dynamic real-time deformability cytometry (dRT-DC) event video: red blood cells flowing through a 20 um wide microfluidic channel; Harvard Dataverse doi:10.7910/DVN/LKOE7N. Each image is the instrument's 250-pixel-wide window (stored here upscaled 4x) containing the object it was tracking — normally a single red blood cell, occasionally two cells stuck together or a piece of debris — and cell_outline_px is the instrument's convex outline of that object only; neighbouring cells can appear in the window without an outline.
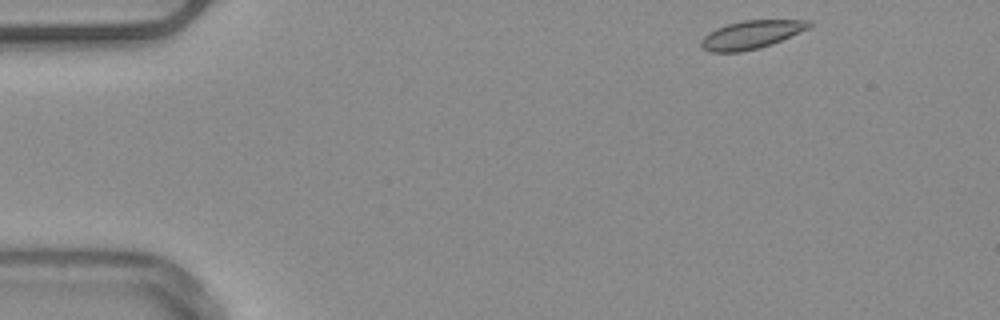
{"species": "common noctule bat (a hibernating species)", "species_latin": "Nyctalus noctula", "temperature_condition": "warm", "stored_images_in_passage": 47, "camera_frame_rate_fps": 3000, "um_per_image_px": 0.085, "animal": {"sex": "male", "body_mass_g": 20.4}, "frame": {"image": 1, "passage_image": 1, "time_ms": 0.0, "image_size_px": [1000, 320], "cell_outline_px": [[812, 24], [808, 28], [780, 40], [760, 48], [740, 52], [708, 52], [700, 48], [700, 40], [708, 32], [716, 28], [728, 24], [744, 20], [812, 20]], "centroid_in_image_um": [63.79, 2.95], "position_along_channel_um": 21.2, "area_um2": 17.69}}
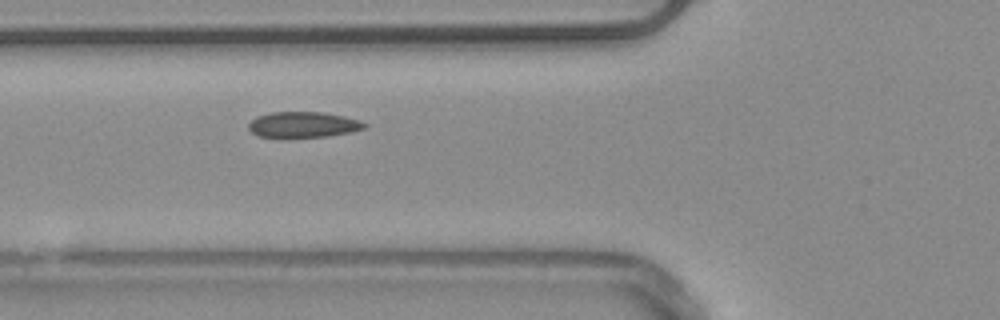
{"frame": {"image": 2, "passage_image": 14, "time_ms": 4.333, "image_size_px": [1000, 320], "cell_outline_px": [[368, 128], [328, 136], [288, 140], [280, 140], [260, 136], [252, 132], [248, 128], [248, 124], [256, 116], [272, 112], [324, 112], [344, 116], [360, 120], [368, 124]], "centroid_in_image_um": [25.75, 10.64], "position_along_channel_um": 100.1, "area_um2": 18.21}}
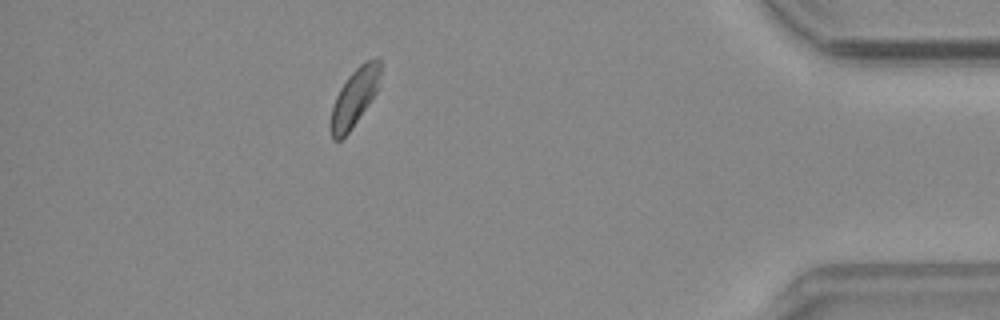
{"frame": {"image": 3, "passage_image": 41, "time_ms": 13.333, "image_size_px": [1000, 320], "cell_outline_px": [[380, 84], [376, 92], [352, 128], [340, 140], [332, 140], [332, 108], [336, 96], [340, 88], [348, 76], [364, 60], [376, 56], [380, 56]], "centroid_in_image_um": [30.18, 8.2], "position_along_channel_um": 405.0, "area_um2": 16.47}}